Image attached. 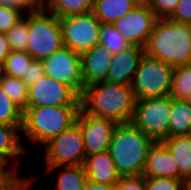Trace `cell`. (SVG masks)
<instances>
[{
	"instance_id": "4316f807",
	"label": "cell",
	"mask_w": 191,
	"mask_h": 190,
	"mask_svg": "<svg viewBox=\"0 0 191 190\" xmlns=\"http://www.w3.org/2000/svg\"><path fill=\"white\" fill-rule=\"evenodd\" d=\"M191 94V64L174 67L170 96L183 100Z\"/></svg>"
},
{
	"instance_id": "7c38bea8",
	"label": "cell",
	"mask_w": 191,
	"mask_h": 190,
	"mask_svg": "<svg viewBox=\"0 0 191 190\" xmlns=\"http://www.w3.org/2000/svg\"><path fill=\"white\" fill-rule=\"evenodd\" d=\"M76 123L80 126L86 156L108 151L118 123L110 119L90 115L81 108Z\"/></svg>"
},
{
	"instance_id": "5b68a950",
	"label": "cell",
	"mask_w": 191,
	"mask_h": 190,
	"mask_svg": "<svg viewBox=\"0 0 191 190\" xmlns=\"http://www.w3.org/2000/svg\"><path fill=\"white\" fill-rule=\"evenodd\" d=\"M28 48L33 59L43 60L63 45L59 17L46 9H34L28 14Z\"/></svg>"
},
{
	"instance_id": "6da1fadb",
	"label": "cell",
	"mask_w": 191,
	"mask_h": 190,
	"mask_svg": "<svg viewBox=\"0 0 191 190\" xmlns=\"http://www.w3.org/2000/svg\"><path fill=\"white\" fill-rule=\"evenodd\" d=\"M136 98L131 85L99 82L84 87L80 96V108L93 116L116 123H129L133 119Z\"/></svg>"
},
{
	"instance_id": "d590c367",
	"label": "cell",
	"mask_w": 191,
	"mask_h": 190,
	"mask_svg": "<svg viewBox=\"0 0 191 190\" xmlns=\"http://www.w3.org/2000/svg\"><path fill=\"white\" fill-rule=\"evenodd\" d=\"M169 19L191 25V0H180Z\"/></svg>"
},
{
	"instance_id": "ac0fdd59",
	"label": "cell",
	"mask_w": 191,
	"mask_h": 190,
	"mask_svg": "<svg viewBox=\"0 0 191 190\" xmlns=\"http://www.w3.org/2000/svg\"><path fill=\"white\" fill-rule=\"evenodd\" d=\"M83 165L87 180L95 183L115 185L121 177L116 170L109 151L86 156Z\"/></svg>"
},
{
	"instance_id": "9c48e42d",
	"label": "cell",
	"mask_w": 191,
	"mask_h": 190,
	"mask_svg": "<svg viewBox=\"0 0 191 190\" xmlns=\"http://www.w3.org/2000/svg\"><path fill=\"white\" fill-rule=\"evenodd\" d=\"M44 150L46 166L83 165L86 152L80 126L74 123L46 143Z\"/></svg>"
},
{
	"instance_id": "ffe728a7",
	"label": "cell",
	"mask_w": 191,
	"mask_h": 190,
	"mask_svg": "<svg viewBox=\"0 0 191 190\" xmlns=\"http://www.w3.org/2000/svg\"><path fill=\"white\" fill-rule=\"evenodd\" d=\"M136 6L133 0H94L92 12L101 23L113 24Z\"/></svg>"
},
{
	"instance_id": "74e56055",
	"label": "cell",
	"mask_w": 191,
	"mask_h": 190,
	"mask_svg": "<svg viewBox=\"0 0 191 190\" xmlns=\"http://www.w3.org/2000/svg\"><path fill=\"white\" fill-rule=\"evenodd\" d=\"M10 54V46L7 42L5 33H0V65H2L5 59Z\"/></svg>"
},
{
	"instance_id": "4dcf8cb0",
	"label": "cell",
	"mask_w": 191,
	"mask_h": 190,
	"mask_svg": "<svg viewBox=\"0 0 191 190\" xmlns=\"http://www.w3.org/2000/svg\"><path fill=\"white\" fill-rule=\"evenodd\" d=\"M36 176H15L0 183V190H31L34 189Z\"/></svg>"
},
{
	"instance_id": "7402d4cb",
	"label": "cell",
	"mask_w": 191,
	"mask_h": 190,
	"mask_svg": "<svg viewBox=\"0 0 191 190\" xmlns=\"http://www.w3.org/2000/svg\"><path fill=\"white\" fill-rule=\"evenodd\" d=\"M170 114L169 138L177 135H188L191 126V106L184 100L172 98Z\"/></svg>"
},
{
	"instance_id": "52a82bcc",
	"label": "cell",
	"mask_w": 191,
	"mask_h": 190,
	"mask_svg": "<svg viewBox=\"0 0 191 190\" xmlns=\"http://www.w3.org/2000/svg\"><path fill=\"white\" fill-rule=\"evenodd\" d=\"M172 97L136 100L132 123L155 142L169 138Z\"/></svg>"
},
{
	"instance_id": "ab89813d",
	"label": "cell",
	"mask_w": 191,
	"mask_h": 190,
	"mask_svg": "<svg viewBox=\"0 0 191 190\" xmlns=\"http://www.w3.org/2000/svg\"><path fill=\"white\" fill-rule=\"evenodd\" d=\"M13 174L0 162V183L10 179Z\"/></svg>"
},
{
	"instance_id": "cb8c5ba5",
	"label": "cell",
	"mask_w": 191,
	"mask_h": 190,
	"mask_svg": "<svg viewBox=\"0 0 191 190\" xmlns=\"http://www.w3.org/2000/svg\"><path fill=\"white\" fill-rule=\"evenodd\" d=\"M94 0H49L46 10L59 18L92 11Z\"/></svg>"
},
{
	"instance_id": "60d3db41",
	"label": "cell",
	"mask_w": 191,
	"mask_h": 190,
	"mask_svg": "<svg viewBox=\"0 0 191 190\" xmlns=\"http://www.w3.org/2000/svg\"><path fill=\"white\" fill-rule=\"evenodd\" d=\"M34 9H45L49 0H27Z\"/></svg>"
},
{
	"instance_id": "ba28073f",
	"label": "cell",
	"mask_w": 191,
	"mask_h": 190,
	"mask_svg": "<svg viewBox=\"0 0 191 190\" xmlns=\"http://www.w3.org/2000/svg\"><path fill=\"white\" fill-rule=\"evenodd\" d=\"M63 45L82 55L99 44L101 22L92 11L59 18Z\"/></svg>"
},
{
	"instance_id": "83f0119b",
	"label": "cell",
	"mask_w": 191,
	"mask_h": 190,
	"mask_svg": "<svg viewBox=\"0 0 191 190\" xmlns=\"http://www.w3.org/2000/svg\"><path fill=\"white\" fill-rule=\"evenodd\" d=\"M5 35L10 51H27L29 40L28 14L23 16Z\"/></svg>"
},
{
	"instance_id": "1f68e13d",
	"label": "cell",
	"mask_w": 191,
	"mask_h": 190,
	"mask_svg": "<svg viewBox=\"0 0 191 190\" xmlns=\"http://www.w3.org/2000/svg\"><path fill=\"white\" fill-rule=\"evenodd\" d=\"M180 0H151L149 8L158 19L169 18Z\"/></svg>"
},
{
	"instance_id": "7bdbcfd3",
	"label": "cell",
	"mask_w": 191,
	"mask_h": 190,
	"mask_svg": "<svg viewBox=\"0 0 191 190\" xmlns=\"http://www.w3.org/2000/svg\"><path fill=\"white\" fill-rule=\"evenodd\" d=\"M184 190H191V178L184 181Z\"/></svg>"
},
{
	"instance_id": "f6af8a7d",
	"label": "cell",
	"mask_w": 191,
	"mask_h": 190,
	"mask_svg": "<svg viewBox=\"0 0 191 190\" xmlns=\"http://www.w3.org/2000/svg\"><path fill=\"white\" fill-rule=\"evenodd\" d=\"M188 135L191 137V126H190V129H189Z\"/></svg>"
},
{
	"instance_id": "277c9868",
	"label": "cell",
	"mask_w": 191,
	"mask_h": 190,
	"mask_svg": "<svg viewBox=\"0 0 191 190\" xmlns=\"http://www.w3.org/2000/svg\"><path fill=\"white\" fill-rule=\"evenodd\" d=\"M80 106L27 107L23 111L21 135L38 145V150L74 123Z\"/></svg>"
},
{
	"instance_id": "ee69618b",
	"label": "cell",
	"mask_w": 191,
	"mask_h": 190,
	"mask_svg": "<svg viewBox=\"0 0 191 190\" xmlns=\"http://www.w3.org/2000/svg\"><path fill=\"white\" fill-rule=\"evenodd\" d=\"M185 102H187L191 106V94L183 99Z\"/></svg>"
},
{
	"instance_id": "2e32d148",
	"label": "cell",
	"mask_w": 191,
	"mask_h": 190,
	"mask_svg": "<svg viewBox=\"0 0 191 190\" xmlns=\"http://www.w3.org/2000/svg\"><path fill=\"white\" fill-rule=\"evenodd\" d=\"M112 57L113 54L100 44L95 45L81 55L82 82L84 87L106 80Z\"/></svg>"
},
{
	"instance_id": "e0dca14e",
	"label": "cell",
	"mask_w": 191,
	"mask_h": 190,
	"mask_svg": "<svg viewBox=\"0 0 191 190\" xmlns=\"http://www.w3.org/2000/svg\"><path fill=\"white\" fill-rule=\"evenodd\" d=\"M142 175L148 178L169 177L179 179L177 162L162 142H154L150 147Z\"/></svg>"
},
{
	"instance_id": "603a6c76",
	"label": "cell",
	"mask_w": 191,
	"mask_h": 190,
	"mask_svg": "<svg viewBox=\"0 0 191 190\" xmlns=\"http://www.w3.org/2000/svg\"><path fill=\"white\" fill-rule=\"evenodd\" d=\"M0 89L23 111L27 108L29 87L21 78L10 77L1 73Z\"/></svg>"
},
{
	"instance_id": "d4e9b609",
	"label": "cell",
	"mask_w": 191,
	"mask_h": 190,
	"mask_svg": "<svg viewBox=\"0 0 191 190\" xmlns=\"http://www.w3.org/2000/svg\"><path fill=\"white\" fill-rule=\"evenodd\" d=\"M33 57L27 51H10L9 56L1 65L2 74L21 78L26 75Z\"/></svg>"
},
{
	"instance_id": "3957f363",
	"label": "cell",
	"mask_w": 191,
	"mask_h": 190,
	"mask_svg": "<svg viewBox=\"0 0 191 190\" xmlns=\"http://www.w3.org/2000/svg\"><path fill=\"white\" fill-rule=\"evenodd\" d=\"M154 142L132 122L117 124L108 151L119 175H142L148 151Z\"/></svg>"
},
{
	"instance_id": "836d02e7",
	"label": "cell",
	"mask_w": 191,
	"mask_h": 190,
	"mask_svg": "<svg viewBox=\"0 0 191 190\" xmlns=\"http://www.w3.org/2000/svg\"><path fill=\"white\" fill-rule=\"evenodd\" d=\"M45 75L44 66L42 60L33 59L30 62L29 69L26 72V75H23L21 79L29 87L31 84H34L38 79Z\"/></svg>"
},
{
	"instance_id": "b9f144b4",
	"label": "cell",
	"mask_w": 191,
	"mask_h": 190,
	"mask_svg": "<svg viewBox=\"0 0 191 190\" xmlns=\"http://www.w3.org/2000/svg\"><path fill=\"white\" fill-rule=\"evenodd\" d=\"M136 5H146V6H149L150 5V2L151 0H133Z\"/></svg>"
},
{
	"instance_id": "8fae6325",
	"label": "cell",
	"mask_w": 191,
	"mask_h": 190,
	"mask_svg": "<svg viewBox=\"0 0 191 190\" xmlns=\"http://www.w3.org/2000/svg\"><path fill=\"white\" fill-rule=\"evenodd\" d=\"M80 106V97L66 84L44 75L29 86L27 107Z\"/></svg>"
},
{
	"instance_id": "8992f818",
	"label": "cell",
	"mask_w": 191,
	"mask_h": 190,
	"mask_svg": "<svg viewBox=\"0 0 191 190\" xmlns=\"http://www.w3.org/2000/svg\"><path fill=\"white\" fill-rule=\"evenodd\" d=\"M173 70L172 65L144 54L131 83L136 100L169 96Z\"/></svg>"
},
{
	"instance_id": "f546056e",
	"label": "cell",
	"mask_w": 191,
	"mask_h": 190,
	"mask_svg": "<svg viewBox=\"0 0 191 190\" xmlns=\"http://www.w3.org/2000/svg\"><path fill=\"white\" fill-rule=\"evenodd\" d=\"M145 190H184V181L169 177H145Z\"/></svg>"
},
{
	"instance_id": "5bb4252c",
	"label": "cell",
	"mask_w": 191,
	"mask_h": 190,
	"mask_svg": "<svg viewBox=\"0 0 191 190\" xmlns=\"http://www.w3.org/2000/svg\"><path fill=\"white\" fill-rule=\"evenodd\" d=\"M22 126L0 124V162L15 176H24L19 171L20 162L27 150L20 138Z\"/></svg>"
},
{
	"instance_id": "30bf717a",
	"label": "cell",
	"mask_w": 191,
	"mask_h": 190,
	"mask_svg": "<svg viewBox=\"0 0 191 190\" xmlns=\"http://www.w3.org/2000/svg\"><path fill=\"white\" fill-rule=\"evenodd\" d=\"M45 75L69 86L79 97L84 85L82 82L81 55L63 46L42 60Z\"/></svg>"
},
{
	"instance_id": "e575fe53",
	"label": "cell",
	"mask_w": 191,
	"mask_h": 190,
	"mask_svg": "<svg viewBox=\"0 0 191 190\" xmlns=\"http://www.w3.org/2000/svg\"><path fill=\"white\" fill-rule=\"evenodd\" d=\"M115 186L116 190H145V177L143 175L120 177Z\"/></svg>"
},
{
	"instance_id": "f35d334b",
	"label": "cell",
	"mask_w": 191,
	"mask_h": 190,
	"mask_svg": "<svg viewBox=\"0 0 191 190\" xmlns=\"http://www.w3.org/2000/svg\"><path fill=\"white\" fill-rule=\"evenodd\" d=\"M84 190H116L115 185H104L87 180Z\"/></svg>"
},
{
	"instance_id": "d6a6232c",
	"label": "cell",
	"mask_w": 191,
	"mask_h": 190,
	"mask_svg": "<svg viewBox=\"0 0 191 190\" xmlns=\"http://www.w3.org/2000/svg\"><path fill=\"white\" fill-rule=\"evenodd\" d=\"M22 18L20 12L0 5V33L8 32Z\"/></svg>"
},
{
	"instance_id": "7a4b0ae2",
	"label": "cell",
	"mask_w": 191,
	"mask_h": 190,
	"mask_svg": "<svg viewBox=\"0 0 191 190\" xmlns=\"http://www.w3.org/2000/svg\"><path fill=\"white\" fill-rule=\"evenodd\" d=\"M144 51L173 67L191 64V25L169 18L157 19Z\"/></svg>"
},
{
	"instance_id": "d6986e66",
	"label": "cell",
	"mask_w": 191,
	"mask_h": 190,
	"mask_svg": "<svg viewBox=\"0 0 191 190\" xmlns=\"http://www.w3.org/2000/svg\"><path fill=\"white\" fill-rule=\"evenodd\" d=\"M179 168V180L191 178V137L189 135H177L165 138L161 141Z\"/></svg>"
},
{
	"instance_id": "f1b7e54d",
	"label": "cell",
	"mask_w": 191,
	"mask_h": 190,
	"mask_svg": "<svg viewBox=\"0 0 191 190\" xmlns=\"http://www.w3.org/2000/svg\"><path fill=\"white\" fill-rule=\"evenodd\" d=\"M23 110L0 89V124L22 126Z\"/></svg>"
},
{
	"instance_id": "4fadbf2b",
	"label": "cell",
	"mask_w": 191,
	"mask_h": 190,
	"mask_svg": "<svg viewBox=\"0 0 191 190\" xmlns=\"http://www.w3.org/2000/svg\"><path fill=\"white\" fill-rule=\"evenodd\" d=\"M157 19L149 6L137 5L113 25L131 45L144 47Z\"/></svg>"
},
{
	"instance_id": "484cf974",
	"label": "cell",
	"mask_w": 191,
	"mask_h": 190,
	"mask_svg": "<svg viewBox=\"0 0 191 190\" xmlns=\"http://www.w3.org/2000/svg\"><path fill=\"white\" fill-rule=\"evenodd\" d=\"M99 44L112 54L120 53L132 46L114 27L113 24L101 23Z\"/></svg>"
},
{
	"instance_id": "9a60e30c",
	"label": "cell",
	"mask_w": 191,
	"mask_h": 190,
	"mask_svg": "<svg viewBox=\"0 0 191 190\" xmlns=\"http://www.w3.org/2000/svg\"><path fill=\"white\" fill-rule=\"evenodd\" d=\"M144 54V47L135 45L120 53L113 54L105 81L131 85Z\"/></svg>"
},
{
	"instance_id": "8d00e7d4",
	"label": "cell",
	"mask_w": 191,
	"mask_h": 190,
	"mask_svg": "<svg viewBox=\"0 0 191 190\" xmlns=\"http://www.w3.org/2000/svg\"><path fill=\"white\" fill-rule=\"evenodd\" d=\"M1 6L14 9L20 12L23 16L34 10L27 0H1Z\"/></svg>"
},
{
	"instance_id": "44dd1931",
	"label": "cell",
	"mask_w": 191,
	"mask_h": 190,
	"mask_svg": "<svg viewBox=\"0 0 191 190\" xmlns=\"http://www.w3.org/2000/svg\"><path fill=\"white\" fill-rule=\"evenodd\" d=\"M54 170H59L54 190H84L87 181L84 165L46 166L45 173Z\"/></svg>"
}]
</instances>
